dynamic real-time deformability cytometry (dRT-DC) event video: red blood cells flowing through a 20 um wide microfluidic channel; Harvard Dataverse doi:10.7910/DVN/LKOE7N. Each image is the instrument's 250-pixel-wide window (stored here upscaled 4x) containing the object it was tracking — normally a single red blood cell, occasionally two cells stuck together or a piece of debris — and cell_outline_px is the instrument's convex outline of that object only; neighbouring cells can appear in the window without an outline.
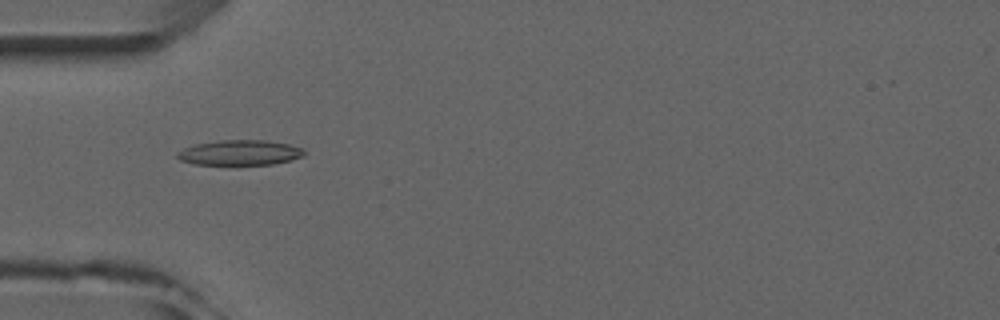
{"species": "common noctule bat (a hibernating species)", "species_latin": "Nyctalus noctula", "temperature_condition": "room temperature", "stored_images_in_passage": 7, "camera_frame_rate_fps": 3000, "um_per_image_px": 0.085, "animal": {"sex": "male", "forearm_length_mm": 52.5}, "frame": {"image": 1, "passage_image": 3, "time_ms": 2.333, "image_size_px": [1000, 320], "cell_outline_px": [[304, 156], [292, 160], [272, 164], [192, 164], [180, 160], [176, 156], [176, 152], [184, 148], [196, 144], [220, 140], [264, 140], [288, 144], [304, 148]], "centroid_in_image_um": [20.39, 12.97], "position_along_channel_um": 64.6, "area_um2": 18.55}}
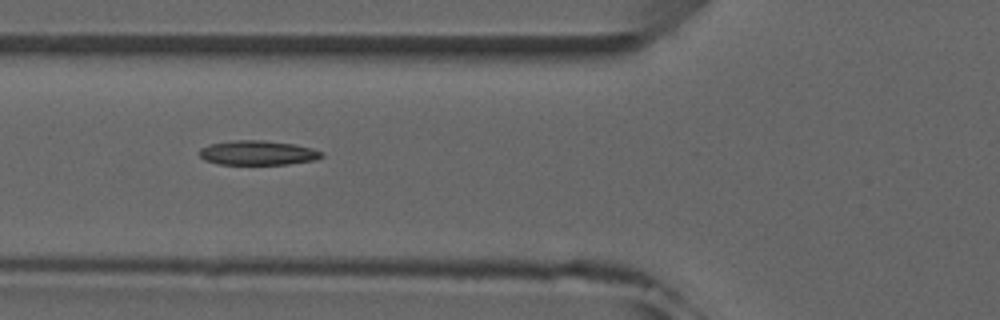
{"frame": {"image": 2, "passage_image": 4, "time_ms": 3.333, "image_size_px": [1000, 320], "cell_outline_px": [[324, 156], [312, 160], [288, 164], [216, 164], [204, 160], [200, 156], [200, 148], [208, 144], [232, 140], [264, 140], [292, 144], [312, 148], [324, 152]], "centroid_in_image_um": [21.88, 12.98], "position_along_channel_um": 103.9, "area_um2": 17.46}}
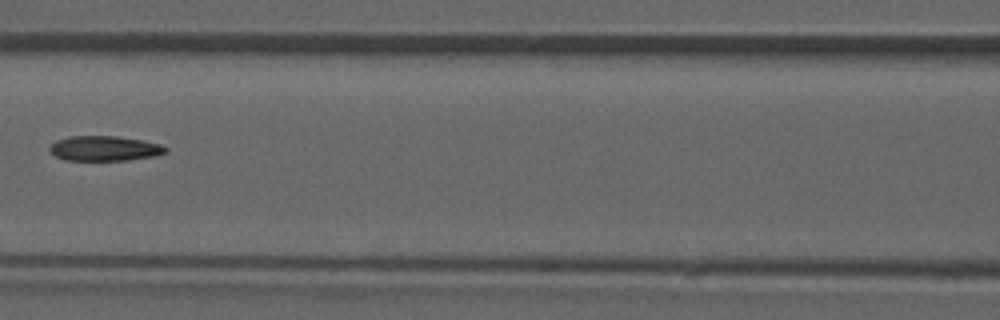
{"frame": {"image": 3, "passage_image": 5, "time_ms": 4.667, "image_size_px": [1000, 320], "cell_outline_px": [[168, 152], [156, 156], [128, 160], [64, 160], [56, 156], [48, 148], [56, 140], [68, 136], [116, 136], [144, 140], [160, 144], [168, 148]], "centroid_in_image_um": [8.92, 12.61], "position_along_channel_um": 157.7, "area_um2": 16.99}}